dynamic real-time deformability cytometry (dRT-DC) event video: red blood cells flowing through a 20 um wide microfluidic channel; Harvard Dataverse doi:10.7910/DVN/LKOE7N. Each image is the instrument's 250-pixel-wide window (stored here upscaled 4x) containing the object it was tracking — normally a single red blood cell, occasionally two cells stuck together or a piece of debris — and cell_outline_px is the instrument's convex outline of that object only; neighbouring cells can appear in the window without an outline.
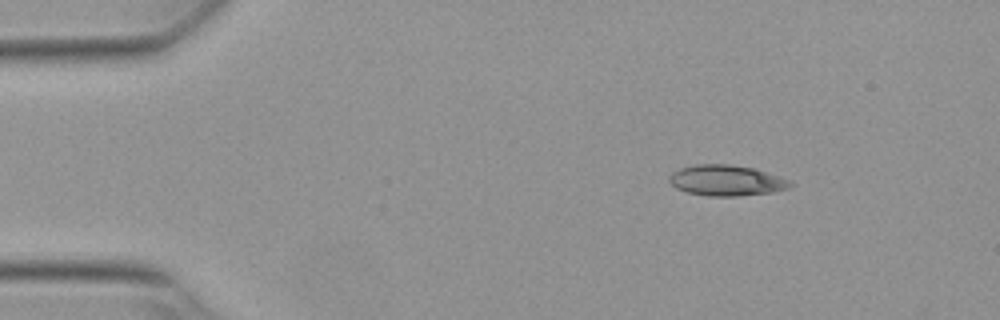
{"species": "Egyptian fruit bat (a non-hibernating species)", "species_latin": "Rousettus aegyptiacus", "temperature_condition": "warm", "stored_images_in_passage": 40, "camera_frame_rate_fps": 3000, "um_per_image_px": 0.085, "animal": {"sex": "female"}, "frame": {"image": 1, "passage_image": 1, "time_ms": 0.0, "image_size_px": [1000, 320], "cell_outline_px": [[796, 184], [788, 188], [772, 192], [736, 196], [708, 196], [688, 192], [676, 188], [668, 180], [668, 176], [672, 172], [680, 168], [696, 164], [728, 164], [752, 168], [780, 176]], "centroid_in_image_um": [61.73, 15.33], "position_along_channel_um": 23.3, "area_um2": 21.62}}
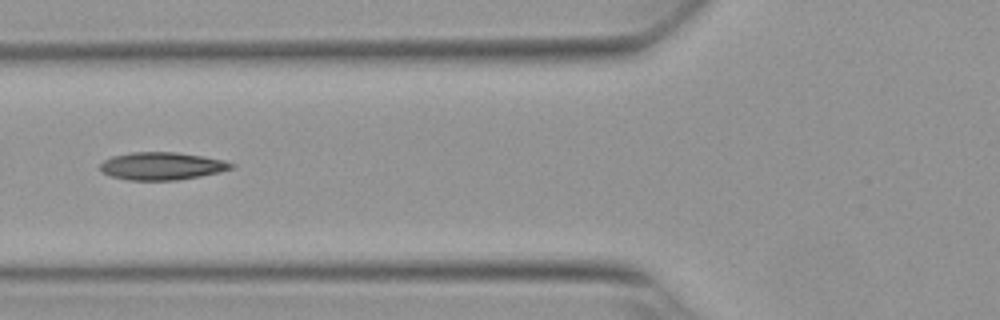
{"frame": {"image": 2, "passage_image": 14, "time_ms": 4.333, "image_size_px": [1000, 320], "cell_outline_px": [[236, 164], [232, 168], [220, 172], [200, 176], [176, 180], [128, 180], [112, 176], [104, 172], [100, 168], [100, 164], [104, 160], [112, 156], [132, 152], [176, 152], [204, 156], [224, 160]], "centroid_in_image_um": [13.79, 14.1], "position_along_channel_um": 112.0, "area_um2": 21.1}}
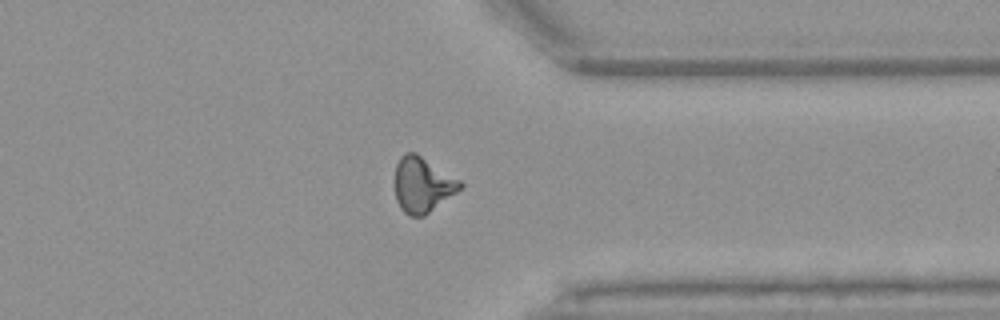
{"frame": {"image": 3, "passage_image": 35, "time_ms": 11.333, "image_size_px": [1000, 320], "cell_outline_px": [[464, 184], [456, 192], [424, 216], [408, 216], [400, 208], [396, 200], [396, 164], [400, 156], [404, 152], [416, 152], [460, 180]], "centroid_in_image_um": [35.89, 15.69], "position_along_channel_um": 375.5, "area_um2": 20.87}, "authors_computed_cell_mechanics": {"area_um2": 20.3456, "velocity_mm_per_s": 3.8377, "shape_relaxation_time_tau1_ms": 5.7726, "shape_relaxation_time_tau2_ms": 2.0925, "deformation_change_tau1": 0.2195, "deformation_change_tau2": 0.1089}}